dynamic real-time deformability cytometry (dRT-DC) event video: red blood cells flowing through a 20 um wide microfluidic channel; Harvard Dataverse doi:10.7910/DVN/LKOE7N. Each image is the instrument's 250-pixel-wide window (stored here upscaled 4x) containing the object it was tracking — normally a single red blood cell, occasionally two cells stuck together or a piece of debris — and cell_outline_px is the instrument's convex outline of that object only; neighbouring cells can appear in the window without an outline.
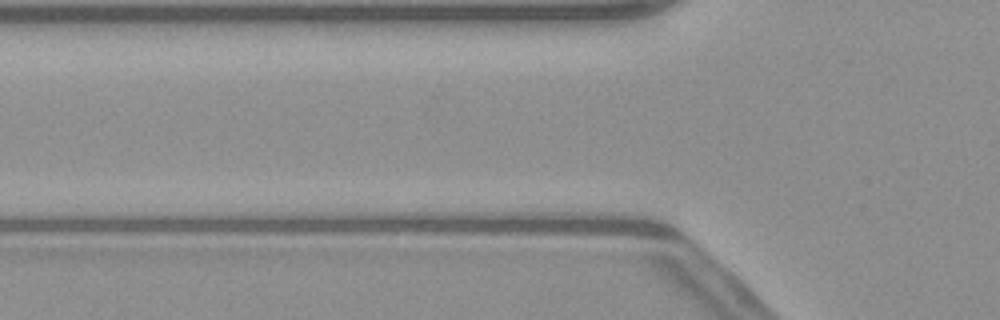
{"species": "common noctule bat (a hibernating species)", "species_latin": "Nyctalus noctula", "temperature_condition": "warm", "stored_images_in_passage": 2, "camera_frame_rate_fps": 3000, "um_per_image_px": 0.085, "animal": {"sex": "male", "body_mass_g": 23.1, "forearm_length_mm": 52.7}, "frame": {"image": 1, "passage_image": 2, "time_ms": 0.333, "image_size_px": [1000, 320], "cell_outline_px": [[752, 304], [736, 296], [676, 236], [688, 228], [704, 232], [724, 252], [736, 268], [752, 300]], "centroid_in_image_um": [60.79, 22.19], "position_along_channel_um": 65.0, "area_um2": 12.95}}